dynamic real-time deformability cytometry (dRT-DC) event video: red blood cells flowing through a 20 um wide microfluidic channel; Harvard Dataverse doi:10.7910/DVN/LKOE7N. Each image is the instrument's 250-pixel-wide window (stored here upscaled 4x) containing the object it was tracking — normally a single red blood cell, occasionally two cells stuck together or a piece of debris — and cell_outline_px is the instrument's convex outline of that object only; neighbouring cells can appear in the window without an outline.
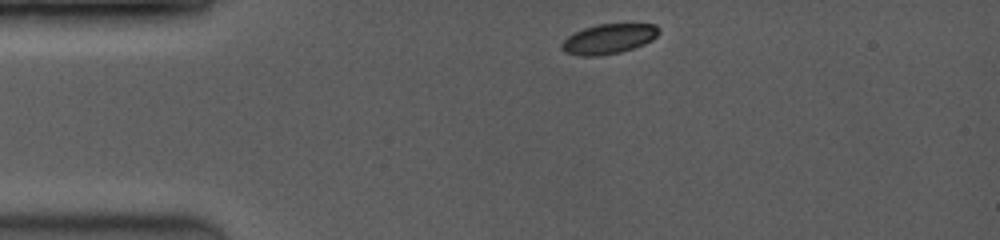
{"species": "common noctule bat (a hibernating species)", "species_latin": "Nyctalus noctula", "temperature_condition": "room temperature", "stored_images_in_passage": 14, "camera_frame_rate_fps": 3500, "um_per_image_px": 0.085, "animal": {"sex": "female", "body_mass_g": 19.0, "forearm_length_mm": 53.3}, "frame": {"image": 1, "passage_image": 1, "time_ms": 0.0, "image_size_px": [1000, 240], "cell_outline_px": [[660, 32], [652, 40], [644, 44], [620, 52], [600, 56], [580, 56], [564, 52], [560, 48], [560, 44], [568, 36], [584, 28], [600, 24], [656, 24], [660, 28]], "centroid_in_image_um": [51.73, 3.31], "position_along_channel_um": 33.3, "area_um2": 16.94}}